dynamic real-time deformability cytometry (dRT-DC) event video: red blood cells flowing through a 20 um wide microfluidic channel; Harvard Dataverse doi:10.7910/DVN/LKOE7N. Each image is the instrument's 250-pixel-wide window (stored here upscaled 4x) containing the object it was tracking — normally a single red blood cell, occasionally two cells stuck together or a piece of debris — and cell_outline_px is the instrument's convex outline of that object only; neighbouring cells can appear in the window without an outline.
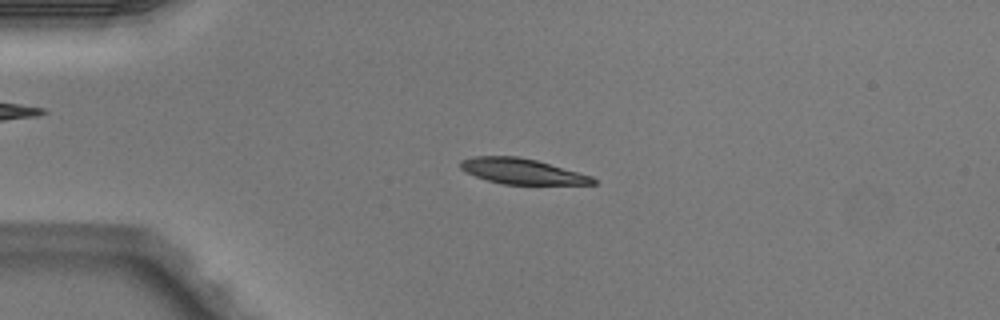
{"species": "Egyptian fruit bat (a non-hibernating species)", "species_latin": "Rousettus aegyptiacus", "temperature_condition": "warm", "stored_images_in_passage": 50, "camera_frame_rate_fps": 3000, "um_per_image_px": 0.085, "animal": {"sex": "male"}, "frame": {"image": 1, "passage_image": 12, "time_ms": 3.667, "image_size_px": [1000, 320], "cell_outline_px": [[596, 184], [504, 184], [488, 180], [476, 176], [460, 168], [460, 160], [472, 156], [520, 156], [536, 160], [592, 176], [596, 180]], "centroid_in_image_um": [44.36, 14.55], "position_along_channel_um": 40.6, "area_um2": 19.48}}
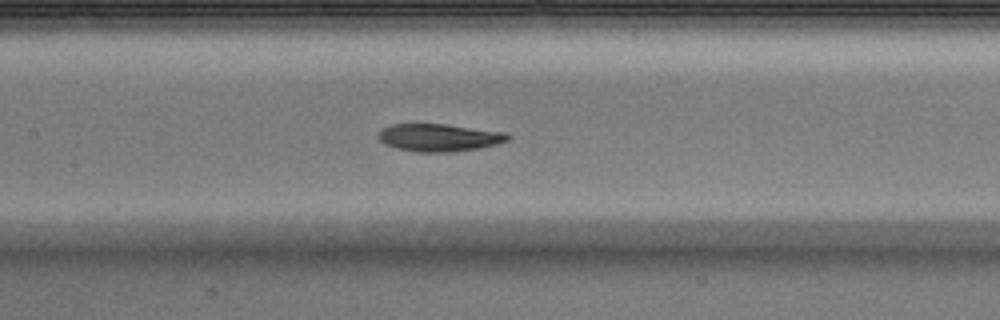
{"frame": {"image": 2, "passage_image": 24, "time_ms": 7.667, "image_size_px": [1000, 320], "cell_outline_px": [[512, 136], [508, 140], [496, 144], [476, 148], [452, 152], [416, 152], [396, 148], [384, 144], [376, 136], [384, 128], [392, 124], [448, 124], [508, 132]], "centroid_in_image_um": [37.35, 11.69], "position_along_channel_um": 170.1, "area_um2": 20.92}}
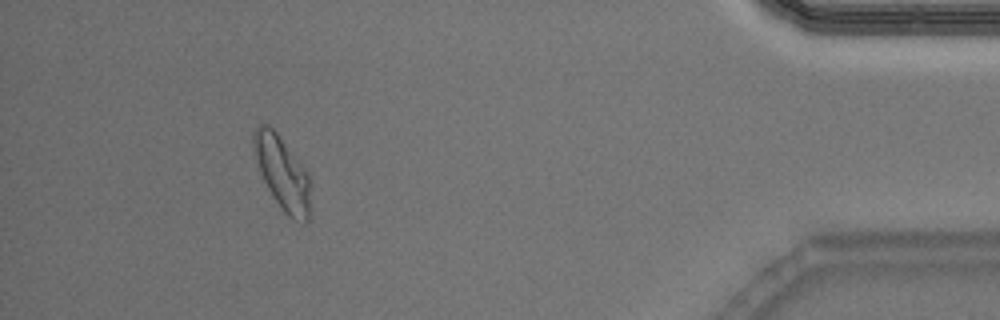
{"frame": {"image": 3, "passage_image": 46, "time_ms": 15.0, "image_size_px": [1000, 320], "cell_outline_px": [[308, 220], [304, 224], [292, 220], [284, 212], [272, 196], [260, 172], [252, 148], [252, 132], [260, 124], [268, 124], [276, 132], [308, 172]], "centroid_in_image_um": [23.95, 14.69], "position_along_channel_um": 411.2, "area_um2": 23.93}, "authors_computed_cell_mechanics": {"area_um2": 20.9236, "velocity_mm_per_s": 4.0294, "shape_relaxation_time_tau1_ms": 5.6972, "shape_relaxation_time_tau2_ms": 8.1103, "deformation_change_tau1": 0.1991, "deformation_change_tau2": 0.1524}}